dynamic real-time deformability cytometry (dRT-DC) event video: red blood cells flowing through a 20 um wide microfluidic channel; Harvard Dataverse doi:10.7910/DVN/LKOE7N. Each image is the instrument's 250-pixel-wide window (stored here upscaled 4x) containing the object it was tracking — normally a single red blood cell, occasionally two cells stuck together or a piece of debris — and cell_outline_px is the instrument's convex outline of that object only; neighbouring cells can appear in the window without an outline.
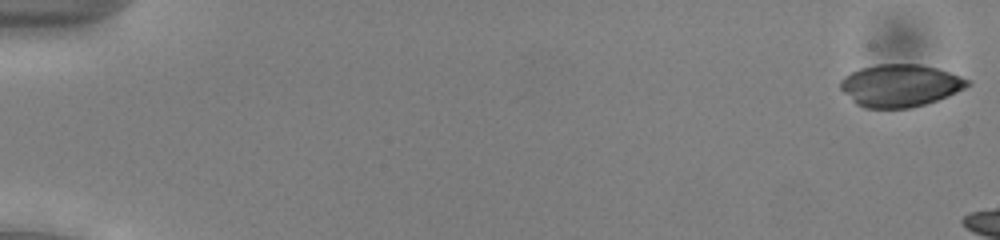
{"species": "common noctule bat (a hibernating species)", "species_latin": "Nyctalus noctula", "temperature_condition": "cold", "stored_images_in_passage": 7, "camera_frame_rate_fps": 3000, "um_per_image_px": 0.085, "animal": {"sex": "male", "body_mass_g": 13.0, "forearm_length_mm": 53.1}, "frame": {"image": 1, "passage_image": 1, "time_ms": 0.0, "image_size_px": [1000, 240], "cell_outline_px": [[972, 84], [948, 96], [928, 104], [912, 108], [864, 108], [856, 104], [840, 88], [840, 80], [844, 76], [860, 68], [876, 64], [920, 64], [936, 68], [972, 80]], "centroid_in_image_um": [76.52, 7.27], "position_along_channel_um": 8.5, "area_um2": 31.56}}